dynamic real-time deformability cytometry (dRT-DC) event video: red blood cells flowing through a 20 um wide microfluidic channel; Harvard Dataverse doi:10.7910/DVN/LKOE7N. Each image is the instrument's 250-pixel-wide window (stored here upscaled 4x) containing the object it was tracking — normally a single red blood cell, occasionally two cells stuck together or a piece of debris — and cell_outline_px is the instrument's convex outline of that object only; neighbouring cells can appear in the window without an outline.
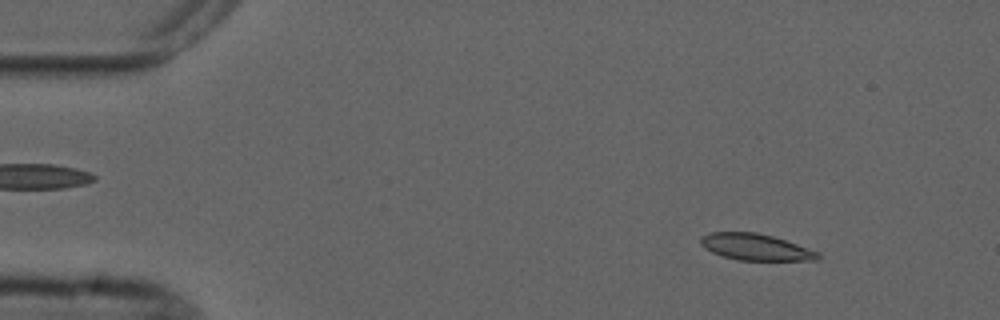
{"species": "common noctule bat (a hibernating species)", "species_latin": "Nyctalus noctula", "temperature_condition": "cold", "stored_images_in_passage": 6, "camera_frame_rate_fps": 3000, "um_per_image_px": 0.085, "animal": {"sex": "male", "forearm_length_mm": 52.5}, "frame": {"image": 1, "passage_image": 1, "time_ms": 0.0, "image_size_px": [1000, 320], "cell_outline_px": [[820, 260], [736, 260], [712, 252], [704, 248], [700, 244], [700, 236], [712, 232], [756, 232], [772, 236], [820, 252]], "centroid_in_image_um": [64.21, 21.0], "position_along_channel_um": 20.8, "area_um2": 18.03}}
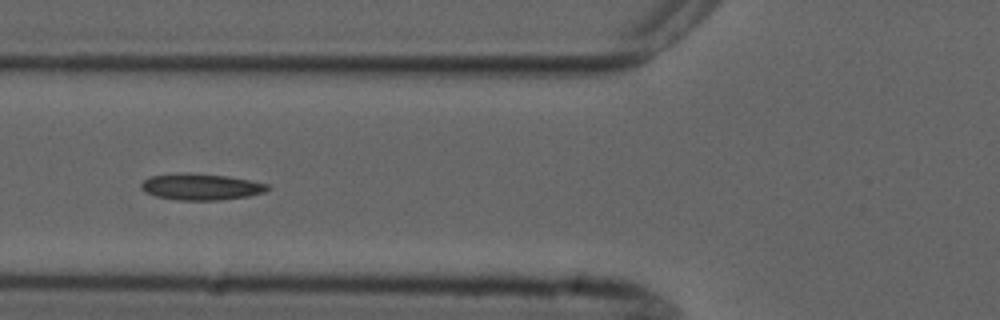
{"frame": {"image": 2, "passage_image": 5, "time_ms": 4.667, "image_size_px": [1000, 320], "cell_outline_px": [[272, 188], [264, 192], [248, 196], [216, 200], [176, 200], [156, 196], [144, 192], [140, 188], [140, 184], [144, 180], [152, 176], [184, 172], [188, 172], [228, 176], [268, 184]], "centroid_in_image_um": [17.06, 15.87], "position_along_channel_um": 108.7, "area_um2": 19.48}}
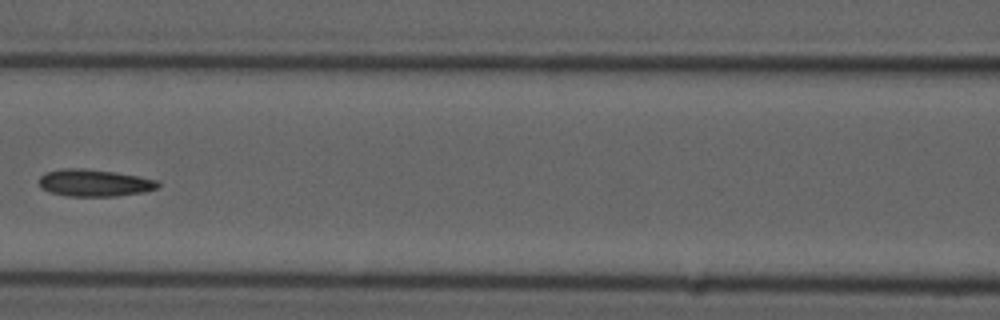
{"frame": {"image": 3, "passage_image": 6, "time_ms": 6.0, "image_size_px": [1000, 320], "cell_outline_px": [[160, 184], [156, 188], [144, 192], [116, 196], [68, 196], [48, 192], [40, 188], [40, 176], [44, 172], [64, 168], [84, 168], [116, 172], [140, 176], [160, 180]], "centroid_in_image_um": [8.02, 15.54], "position_along_channel_um": 158.6, "area_um2": 19.02}}